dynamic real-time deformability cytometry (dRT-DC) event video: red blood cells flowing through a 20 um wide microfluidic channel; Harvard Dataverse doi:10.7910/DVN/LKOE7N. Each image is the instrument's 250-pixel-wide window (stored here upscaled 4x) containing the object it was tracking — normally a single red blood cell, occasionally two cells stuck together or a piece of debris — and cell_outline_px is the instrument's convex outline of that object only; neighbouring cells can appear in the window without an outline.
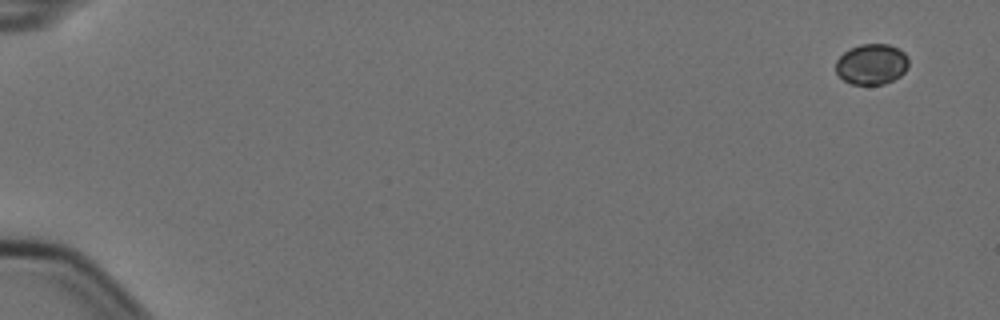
{"species": "Egyptian fruit bat (a non-hibernating species)", "species_latin": "Rousettus aegyptiacus", "temperature_condition": "cold", "stored_images_in_passage": 5, "camera_frame_rate_fps": 3000, "um_per_image_px": 0.085, "animal": {"sex": "female"}, "frame": {"image": 1, "passage_image": 1, "time_ms": 0.0, "image_size_px": [1000, 320], "cell_outline_px": [[908, 68], [900, 76], [884, 84], [852, 84], [844, 80], [836, 72], [836, 60], [844, 52], [860, 44], [888, 44], [904, 52], [908, 56]], "centroid_in_image_um": [74.1, 5.45], "position_along_channel_um": 10.9, "area_um2": 17.17}}
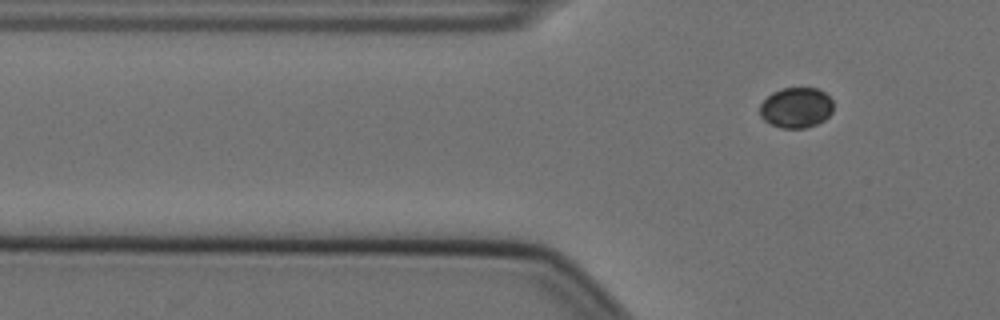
{"frame": {"image": 2, "passage_image": 5, "time_ms": 1.333, "image_size_px": [1000, 320], "cell_outline_px": [[832, 112], [824, 120], [816, 124], [804, 128], [780, 128], [764, 120], [760, 116], [760, 104], [772, 92], [780, 88], [816, 88], [824, 92], [832, 100]], "centroid_in_image_um": [67.66, 9.15], "position_along_channel_um": 58.1, "area_um2": 17.28}}